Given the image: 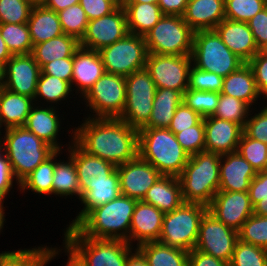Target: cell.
I'll use <instances>...</instances> for the list:
<instances>
[{
	"label": "cell",
	"mask_w": 267,
	"mask_h": 266,
	"mask_svg": "<svg viewBox=\"0 0 267 266\" xmlns=\"http://www.w3.org/2000/svg\"><path fill=\"white\" fill-rule=\"evenodd\" d=\"M72 137L88 154L116 167L138 156V129L119 118L86 117Z\"/></svg>",
	"instance_id": "cell-1"
},
{
	"label": "cell",
	"mask_w": 267,
	"mask_h": 266,
	"mask_svg": "<svg viewBox=\"0 0 267 266\" xmlns=\"http://www.w3.org/2000/svg\"><path fill=\"white\" fill-rule=\"evenodd\" d=\"M137 199L120 195L90 210L74 228L90 238L116 239L128 243L129 231Z\"/></svg>",
	"instance_id": "cell-2"
},
{
	"label": "cell",
	"mask_w": 267,
	"mask_h": 266,
	"mask_svg": "<svg viewBox=\"0 0 267 266\" xmlns=\"http://www.w3.org/2000/svg\"><path fill=\"white\" fill-rule=\"evenodd\" d=\"M4 130L0 143L20 187V183L56 150L24 126Z\"/></svg>",
	"instance_id": "cell-3"
},
{
	"label": "cell",
	"mask_w": 267,
	"mask_h": 266,
	"mask_svg": "<svg viewBox=\"0 0 267 266\" xmlns=\"http://www.w3.org/2000/svg\"><path fill=\"white\" fill-rule=\"evenodd\" d=\"M138 155L153 165L162 175L178 177L189 155L168 128H140Z\"/></svg>",
	"instance_id": "cell-4"
},
{
	"label": "cell",
	"mask_w": 267,
	"mask_h": 266,
	"mask_svg": "<svg viewBox=\"0 0 267 266\" xmlns=\"http://www.w3.org/2000/svg\"><path fill=\"white\" fill-rule=\"evenodd\" d=\"M221 155L199 152L189 156L183 172L178 176L185 203L209 206L219 191Z\"/></svg>",
	"instance_id": "cell-5"
},
{
	"label": "cell",
	"mask_w": 267,
	"mask_h": 266,
	"mask_svg": "<svg viewBox=\"0 0 267 266\" xmlns=\"http://www.w3.org/2000/svg\"><path fill=\"white\" fill-rule=\"evenodd\" d=\"M63 243L85 266H125L133 246L123 240L90 238L67 227Z\"/></svg>",
	"instance_id": "cell-6"
},
{
	"label": "cell",
	"mask_w": 267,
	"mask_h": 266,
	"mask_svg": "<svg viewBox=\"0 0 267 266\" xmlns=\"http://www.w3.org/2000/svg\"><path fill=\"white\" fill-rule=\"evenodd\" d=\"M208 207L198 203H183L165 213L158 242L187 252L196 246L199 225Z\"/></svg>",
	"instance_id": "cell-7"
},
{
	"label": "cell",
	"mask_w": 267,
	"mask_h": 266,
	"mask_svg": "<svg viewBox=\"0 0 267 266\" xmlns=\"http://www.w3.org/2000/svg\"><path fill=\"white\" fill-rule=\"evenodd\" d=\"M191 57L195 67L216 73L223 78L245 64L223 43L215 30H200L194 33Z\"/></svg>",
	"instance_id": "cell-8"
},
{
	"label": "cell",
	"mask_w": 267,
	"mask_h": 266,
	"mask_svg": "<svg viewBox=\"0 0 267 266\" xmlns=\"http://www.w3.org/2000/svg\"><path fill=\"white\" fill-rule=\"evenodd\" d=\"M194 33L183 16L163 15L144 38L148 53L191 55Z\"/></svg>",
	"instance_id": "cell-9"
},
{
	"label": "cell",
	"mask_w": 267,
	"mask_h": 266,
	"mask_svg": "<svg viewBox=\"0 0 267 266\" xmlns=\"http://www.w3.org/2000/svg\"><path fill=\"white\" fill-rule=\"evenodd\" d=\"M98 52L105 72L124 77L144 69L148 56L145 38L131 33Z\"/></svg>",
	"instance_id": "cell-10"
},
{
	"label": "cell",
	"mask_w": 267,
	"mask_h": 266,
	"mask_svg": "<svg viewBox=\"0 0 267 266\" xmlns=\"http://www.w3.org/2000/svg\"><path fill=\"white\" fill-rule=\"evenodd\" d=\"M125 79L126 103L119 119L139 130L150 119L157 87L145 68Z\"/></svg>",
	"instance_id": "cell-11"
},
{
	"label": "cell",
	"mask_w": 267,
	"mask_h": 266,
	"mask_svg": "<svg viewBox=\"0 0 267 266\" xmlns=\"http://www.w3.org/2000/svg\"><path fill=\"white\" fill-rule=\"evenodd\" d=\"M83 98L86 106L95 113L88 117L119 118L126 103V79L105 72Z\"/></svg>",
	"instance_id": "cell-12"
},
{
	"label": "cell",
	"mask_w": 267,
	"mask_h": 266,
	"mask_svg": "<svg viewBox=\"0 0 267 266\" xmlns=\"http://www.w3.org/2000/svg\"><path fill=\"white\" fill-rule=\"evenodd\" d=\"M191 55L148 53L145 69L157 88H169L182 94L188 89Z\"/></svg>",
	"instance_id": "cell-13"
},
{
	"label": "cell",
	"mask_w": 267,
	"mask_h": 266,
	"mask_svg": "<svg viewBox=\"0 0 267 266\" xmlns=\"http://www.w3.org/2000/svg\"><path fill=\"white\" fill-rule=\"evenodd\" d=\"M238 239L236 230L227 227L207 210L200 221L194 249L230 263Z\"/></svg>",
	"instance_id": "cell-14"
},
{
	"label": "cell",
	"mask_w": 267,
	"mask_h": 266,
	"mask_svg": "<svg viewBox=\"0 0 267 266\" xmlns=\"http://www.w3.org/2000/svg\"><path fill=\"white\" fill-rule=\"evenodd\" d=\"M128 33L126 12L120 5L109 15L88 21L85 34L79 44L80 47L99 51L124 38Z\"/></svg>",
	"instance_id": "cell-15"
},
{
	"label": "cell",
	"mask_w": 267,
	"mask_h": 266,
	"mask_svg": "<svg viewBox=\"0 0 267 266\" xmlns=\"http://www.w3.org/2000/svg\"><path fill=\"white\" fill-rule=\"evenodd\" d=\"M208 211L220 222L237 232L253 214L248 191H218L208 206Z\"/></svg>",
	"instance_id": "cell-16"
},
{
	"label": "cell",
	"mask_w": 267,
	"mask_h": 266,
	"mask_svg": "<svg viewBox=\"0 0 267 266\" xmlns=\"http://www.w3.org/2000/svg\"><path fill=\"white\" fill-rule=\"evenodd\" d=\"M121 195L141 201L146 192L162 176L149 162L139 155L117 166Z\"/></svg>",
	"instance_id": "cell-17"
},
{
	"label": "cell",
	"mask_w": 267,
	"mask_h": 266,
	"mask_svg": "<svg viewBox=\"0 0 267 266\" xmlns=\"http://www.w3.org/2000/svg\"><path fill=\"white\" fill-rule=\"evenodd\" d=\"M4 70V88L34 99L41 68L31 53L13 55L5 63Z\"/></svg>",
	"instance_id": "cell-18"
},
{
	"label": "cell",
	"mask_w": 267,
	"mask_h": 266,
	"mask_svg": "<svg viewBox=\"0 0 267 266\" xmlns=\"http://www.w3.org/2000/svg\"><path fill=\"white\" fill-rule=\"evenodd\" d=\"M205 151L224 155L237 151L243 127L214 116L204 118Z\"/></svg>",
	"instance_id": "cell-19"
},
{
	"label": "cell",
	"mask_w": 267,
	"mask_h": 266,
	"mask_svg": "<svg viewBox=\"0 0 267 266\" xmlns=\"http://www.w3.org/2000/svg\"><path fill=\"white\" fill-rule=\"evenodd\" d=\"M256 175L252 165L237 151L221 155L219 191H248Z\"/></svg>",
	"instance_id": "cell-20"
},
{
	"label": "cell",
	"mask_w": 267,
	"mask_h": 266,
	"mask_svg": "<svg viewBox=\"0 0 267 266\" xmlns=\"http://www.w3.org/2000/svg\"><path fill=\"white\" fill-rule=\"evenodd\" d=\"M164 213L155 206L137 201L129 231L128 243L137 240V245L159 240Z\"/></svg>",
	"instance_id": "cell-21"
},
{
	"label": "cell",
	"mask_w": 267,
	"mask_h": 266,
	"mask_svg": "<svg viewBox=\"0 0 267 266\" xmlns=\"http://www.w3.org/2000/svg\"><path fill=\"white\" fill-rule=\"evenodd\" d=\"M223 43L245 63L260 51L248 23L222 20L214 29Z\"/></svg>",
	"instance_id": "cell-22"
},
{
	"label": "cell",
	"mask_w": 267,
	"mask_h": 266,
	"mask_svg": "<svg viewBox=\"0 0 267 266\" xmlns=\"http://www.w3.org/2000/svg\"><path fill=\"white\" fill-rule=\"evenodd\" d=\"M104 73V65L98 51L83 47L75 51L71 85L73 88L76 86V93L81 94L79 96L83 98Z\"/></svg>",
	"instance_id": "cell-23"
},
{
	"label": "cell",
	"mask_w": 267,
	"mask_h": 266,
	"mask_svg": "<svg viewBox=\"0 0 267 266\" xmlns=\"http://www.w3.org/2000/svg\"><path fill=\"white\" fill-rule=\"evenodd\" d=\"M90 182L80 198L84 207L68 227H74L90 210L113 201L121 195L117 169L108 178L90 179Z\"/></svg>",
	"instance_id": "cell-24"
},
{
	"label": "cell",
	"mask_w": 267,
	"mask_h": 266,
	"mask_svg": "<svg viewBox=\"0 0 267 266\" xmlns=\"http://www.w3.org/2000/svg\"><path fill=\"white\" fill-rule=\"evenodd\" d=\"M67 149L77 169L81 194L89 187L90 179L108 178L117 169L112 163L88 154L74 140Z\"/></svg>",
	"instance_id": "cell-25"
},
{
	"label": "cell",
	"mask_w": 267,
	"mask_h": 266,
	"mask_svg": "<svg viewBox=\"0 0 267 266\" xmlns=\"http://www.w3.org/2000/svg\"><path fill=\"white\" fill-rule=\"evenodd\" d=\"M183 19L195 32L214 30L225 19V0H189Z\"/></svg>",
	"instance_id": "cell-26"
},
{
	"label": "cell",
	"mask_w": 267,
	"mask_h": 266,
	"mask_svg": "<svg viewBox=\"0 0 267 266\" xmlns=\"http://www.w3.org/2000/svg\"><path fill=\"white\" fill-rule=\"evenodd\" d=\"M35 105L32 106L24 127L56 151H61L62 145L60 146L57 141L61 126L58 111L55 110L54 105L46 106V108L40 107V105L36 107Z\"/></svg>",
	"instance_id": "cell-27"
},
{
	"label": "cell",
	"mask_w": 267,
	"mask_h": 266,
	"mask_svg": "<svg viewBox=\"0 0 267 266\" xmlns=\"http://www.w3.org/2000/svg\"><path fill=\"white\" fill-rule=\"evenodd\" d=\"M141 201L155 206L164 214L180 207L184 199L178 177L162 175Z\"/></svg>",
	"instance_id": "cell-28"
},
{
	"label": "cell",
	"mask_w": 267,
	"mask_h": 266,
	"mask_svg": "<svg viewBox=\"0 0 267 266\" xmlns=\"http://www.w3.org/2000/svg\"><path fill=\"white\" fill-rule=\"evenodd\" d=\"M33 102V98L10 92L4 87L0 88L1 126L4 125V129L24 126Z\"/></svg>",
	"instance_id": "cell-29"
},
{
	"label": "cell",
	"mask_w": 267,
	"mask_h": 266,
	"mask_svg": "<svg viewBox=\"0 0 267 266\" xmlns=\"http://www.w3.org/2000/svg\"><path fill=\"white\" fill-rule=\"evenodd\" d=\"M27 24L33 46L64 34L58 13L42 4L33 6Z\"/></svg>",
	"instance_id": "cell-30"
},
{
	"label": "cell",
	"mask_w": 267,
	"mask_h": 266,
	"mask_svg": "<svg viewBox=\"0 0 267 266\" xmlns=\"http://www.w3.org/2000/svg\"><path fill=\"white\" fill-rule=\"evenodd\" d=\"M221 93L238 98L246 102L250 107L261 96L257 90L253 70L247 63L223 79Z\"/></svg>",
	"instance_id": "cell-31"
},
{
	"label": "cell",
	"mask_w": 267,
	"mask_h": 266,
	"mask_svg": "<svg viewBox=\"0 0 267 266\" xmlns=\"http://www.w3.org/2000/svg\"><path fill=\"white\" fill-rule=\"evenodd\" d=\"M183 102L180 91L157 88L149 121L142 128H168L176 108Z\"/></svg>",
	"instance_id": "cell-32"
},
{
	"label": "cell",
	"mask_w": 267,
	"mask_h": 266,
	"mask_svg": "<svg viewBox=\"0 0 267 266\" xmlns=\"http://www.w3.org/2000/svg\"><path fill=\"white\" fill-rule=\"evenodd\" d=\"M126 12L127 27L131 34L145 36L163 17L158 4L121 3Z\"/></svg>",
	"instance_id": "cell-33"
},
{
	"label": "cell",
	"mask_w": 267,
	"mask_h": 266,
	"mask_svg": "<svg viewBox=\"0 0 267 266\" xmlns=\"http://www.w3.org/2000/svg\"><path fill=\"white\" fill-rule=\"evenodd\" d=\"M80 47L79 41L65 33L48 41L33 46L31 54L42 68L51 61L74 57L75 51Z\"/></svg>",
	"instance_id": "cell-34"
},
{
	"label": "cell",
	"mask_w": 267,
	"mask_h": 266,
	"mask_svg": "<svg viewBox=\"0 0 267 266\" xmlns=\"http://www.w3.org/2000/svg\"><path fill=\"white\" fill-rule=\"evenodd\" d=\"M149 266H188L189 252L164 245L158 241L146 242L136 247Z\"/></svg>",
	"instance_id": "cell-35"
},
{
	"label": "cell",
	"mask_w": 267,
	"mask_h": 266,
	"mask_svg": "<svg viewBox=\"0 0 267 266\" xmlns=\"http://www.w3.org/2000/svg\"><path fill=\"white\" fill-rule=\"evenodd\" d=\"M61 250V248L40 246L32 249L4 251L0 253V266H46L56 255L60 254Z\"/></svg>",
	"instance_id": "cell-36"
},
{
	"label": "cell",
	"mask_w": 267,
	"mask_h": 266,
	"mask_svg": "<svg viewBox=\"0 0 267 266\" xmlns=\"http://www.w3.org/2000/svg\"><path fill=\"white\" fill-rule=\"evenodd\" d=\"M60 151L55 152V170L52 182V194L60 197L71 195L81 198V191L79 186L78 174L73 159L68 156V160L64 161L56 158ZM59 161V162H58ZM65 162V163H64Z\"/></svg>",
	"instance_id": "cell-37"
},
{
	"label": "cell",
	"mask_w": 267,
	"mask_h": 266,
	"mask_svg": "<svg viewBox=\"0 0 267 266\" xmlns=\"http://www.w3.org/2000/svg\"><path fill=\"white\" fill-rule=\"evenodd\" d=\"M55 170V153L41 163L21 183L20 192L31 190L34 193L52 195V182Z\"/></svg>",
	"instance_id": "cell-38"
},
{
	"label": "cell",
	"mask_w": 267,
	"mask_h": 266,
	"mask_svg": "<svg viewBox=\"0 0 267 266\" xmlns=\"http://www.w3.org/2000/svg\"><path fill=\"white\" fill-rule=\"evenodd\" d=\"M0 34L12 55L32 52L33 43L27 23H0Z\"/></svg>",
	"instance_id": "cell-39"
},
{
	"label": "cell",
	"mask_w": 267,
	"mask_h": 266,
	"mask_svg": "<svg viewBox=\"0 0 267 266\" xmlns=\"http://www.w3.org/2000/svg\"><path fill=\"white\" fill-rule=\"evenodd\" d=\"M72 91V85L69 82L56 76L40 74L34 102L38 101L40 97L46 100L47 103H55L56 105L57 103L59 104V101L69 98Z\"/></svg>",
	"instance_id": "cell-40"
},
{
	"label": "cell",
	"mask_w": 267,
	"mask_h": 266,
	"mask_svg": "<svg viewBox=\"0 0 267 266\" xmlns=\"http://www.w3.org/2000/svg\"><path fill=\"white\" fill-rule=\"evenodd\" d=\"M250 106L235 97L220 93V99L214 117L221 120H228L241 125L243 128L249 117Z\"/></svg>",
	"instance_id": "cell-41"
},
{
	"label": "cell",
	"mask_w": 267,
	"mask_h": 266,
	"mask_svg": "<svg viewBox=\"0 0 267 266\" xmlns=\"http://www.w3.org/2000/svg\"><path fill=\"white\" fill-rule=\"evenodd\" d=\"M57 13L63 33L80 41L85 34L89 21L82 6L78 3Z\"/></svg>",
	"instance_id": "cell-42"
},
{
	"label": "cell",
	"mask_w": 267,
	"mask_h": 266,
	"mask_svg": "<svg viewBox=\"0 0 267 266\" xmlns=\"http://www.w3.org/2000/svg\"><path fill=\"white\" fill-rule=\"evenodd\" d=\"M219 99L218 92L187 89L183 93V102L203 118L214 115Z\"/></svg>",
	"instance_id": "cell-43"
},
{
	"label": "cell",
	"mask_w": 267,
	"mask_h": 266,
	"mask_svg": "<svg viewBox=\"0 0 267 266\" xmlns=\"http://www.w3.org/2000/svg\"><path fill=\"white\" fill-rule=\"evenodd\" d=\"M237 152L252 165L256 172L265 171L267 163V144L250 138L243 132Z\"/></svg>",
	"instance_id": "cell-44"
},
{
	"label": "cell",
	"mask_w": 267,
	"mask_h": 266,
	"mask_svg": "<svg viewBox=\"0 0 267 266\" xmlns=\"http://www.w3.org/2000/svg\"><path fill=\"white\" fill-rule=\"evenodd\" d=\"M229 266H267V250L238 239Z\"/></svg>",
	"instance_id": "cell-45"
},
{
	"label": "cell",
	"mask_w": 267,
	"mask_h": 266,
	"mask_svg": "<svg viewBox=\"0 0 267 266\" xmlns=\"http://www.w3.org/2000/svg\"><path fill=\"white\" fill-rule=\"evenodd\" d=\"M238 237L267 250V216L252 214L238 231Z\"/></svg>",
	"instance_id": "cell-46"
},
{
	"label": "cell",
	"mask_w": 267,
	"mask_h": 266,
	"mask_svg": "<svg viewBox=\"0 0 267 266\" xmlns=\"http://www.w3.org/2000/svg\"><path fill=\"white\" fill-rule=\"evenodd\" d=\"M267 7V0H225V18L247 23Z\"/></svg>",
	"instance_id": "cell-47"
},
{
	"label": "cell",
	"mask_w": 267,
	"mask_h": 266,
	"mask_svg": "<svg viewBox=\"0 0 267 266\" xmlns=\"http://www.w3.org/2000/svg\"><path fill=\"white\" fill-rule=\"evenodd\" d=\"M34 5L31 0H0V23H27Z\"/></svg>",
	"instance_id": "cell-48"
},
{
	"label": "cell",
	"mask_w": 267,
	"mask_h": 266,
	"mask_svg": "<svg viewBox=\"0 0 267 266\" xmlns=\"http://www.w3.org/2000/svg\"><path fill=\"white\" fill-rule=\"evenodd\" d=\"M175 136L189 156L205 151L204 118L197 125L175 133Z\"/></svg>",
	"instance_id": "cell-49"
},
{
	"label": "cell",
	"mask_w": 267,
	"mask_h": 266,
	"mask_svg": "<svg viewBox=\"0 0 267 266\" xmlns=\"http://www.w3.org/2000/svg\"><path fill=\"white\" fill-rule=\"evenodd\" d=\"M223 79V77L217 75L216 73L203 71L194 65H191L188 89L221 93L223 88Z\"/></svg>",
	"instance_id": "cell-50"
},
{
	"label": "cell",
	"mask_w": 267,
	"mask_h": 266,
	"mask_svg": "<svg viewBox=\"0 0 267 266\" xmlns=\"http://www.w3.org/2000/svg\"><path fill=\"white\" fill-rule=\"evenodd\" d=\"M248 193L253 205V214L267 216V171L257 172Z\"/></svg>",
	"instance_id": "cell-51"
},
{
	"label": "cell",
	"mask_w": 267,
	"mask_h": 266,
	"mask_svg": "<svg viewBox=\"0 0 267 266\" xmlns=\"http://www.w3.org/2000/svg\"><path fill=\"white\" fill-rule=\"evenodd\" d=\"M202 119L203 117L199 113L193 111L184 102H182L176 108L168 129L175 134L197 125Z\"/></svg>",
	"instance_id": "cell-52"
},
{
	"label": "cell",
	"mask_w": 267,
	"mask_h": 266,
	"mask_svg": "<svg viewBox=\"0 0 267 266\" xmlns=\"http://www.w3.org/2000/svg\"><path fill=\"white\" fill-rule=\"evenodd\" d=\"M249 113L243 132L250 138L267 144V106L253 116Z\"/></svg>",
	"instance_id": "cell-53"
},
{
	"label": "cell",
	"mask_w": 267,
	"mask_h": 266,
	"mask_svg": "<svg viewBox=\"0 0 267 266\" xmlns=\"http://www.w3.org/2000/svg\"><path fill=\"white\" fill-rule=\"evenodd\" d=\"M89 21L109 15L120 5L121 0H79Z\"/></svg>",
	"instance_id": "cell-54"
},
{
	"label": "cell",
	"mask_w": 267,
	"mask_h": 266,
	"mask_svg": "<svg viewBox=\"0 0 267 266\" xmlns=\"http://www.w3.org/2000/svg\"><path fill=\"white\" fill-rule=\"evenodd\" d=\"M247 64L253 70L258 92L267 99V52L260 50Z\"/></svg>",
	"instance_id": "cell-55"
},
{
	"label": "cell",
	"mask_w": 267,
	"mask_h": 266,
	"mask_svg": "<svg viewBox=\"0 0 267 266\" xmlns=\"http://www.w3.org/2000/svg\"><path fill=\"white\" fill-rule=\"evenodd\" d=\"M40 74L56 76L72 84L73 57L61 58L46 63Z\"/></svg>",
	"instance_id": "cell-56"
},
{
	"label": "cell",
	"mask_w": 267,
	"mask_h": 266,
	"mask_svg": "<svg viewBox=\"0 0 267 266\" xmlns=\"http://www.w3.org/2000/svg\"><path fill=\"white\" fill-rule=\"evenodd\" d=\"M247 23L258 48L265 50L267 47V7L258 12Z\"/></svg>",
	"instance_id": "cell-57"
},
{
	"label": "cell",
	"mask_w": 267,
	"mask_h": 266,
	"mask_svg": "<svg viewBox=\"0 0 267 266\" xmlns=\"http://www.w3.org/2000/svg\"><path fill=\"white\" fill-rule=\"evenodd\" d=\"M14 175L10 166L8 158L3 152L1 143H0V198L7 197L6 195L13 188Z\"/></svg>",
	"instance_id": "cell-58"
},
{
	"label": "cell",
	"mask_w": 267,
	"mask_h": 266,
	"mask_svg": "<svg viewBox=\"0 0 267 266\" xmlns=\"http://www.w3.org/2000/svg\"><path fill=\"white\" fill-rule=\"evenodd\" d=\"M188 266H229V263L193 249L189 252Z\"/></svg>",
	"instance_id": "cell-59"
},
{
	"label": "cell",
	"mask_w": 267,
	"mask_h": 266,
	"mask_svg": "<svg viewBox=\"0 0 267 266\" xmlns=\"http://www.w3.org/2000/svg\"><path fill=\"white\" fill-rule=\"evenodd\" d=\"M189 0H158V6L164 15L183 16Z\"/></svg>",
	"instance_id": "cell-60"
},
{
	"label": "cell",
	"mask_w": 267,
	"mask_h": 266,
	"mask_svg": "<svg viewBox=\"0 0 267 266\" xmlns=\"http://www.w3.org/2000/svg\"><path fill=\"white\" fill-rule=\"evenodd\" d=\"M78 3L79 0H45L42 5L50 10L59 12Z\"/></svg>",
	"instance_id": "cell-61"
},
{
	"label": "cell",
	"mask_w": 267,
	"mask_h": 266,
	"mask_svg": "<svg viewBox=\"0 0 267 266\" xmlns=\"http://www.w3.org/2000/svg\"><path fill=\"white\" fill-rule=\"evenodd\" d=\"M126 260L125 266H149L148 261L143 254L135 248Z\"/></svg>",
	"instance_id": "cell-62"
},
{
	"label": "cell",
	"mask_w": 267,
	"mask_h": 266,
	"mask_svg": "<svg viewBox=\"0 0 267 266\" xmlns=\"http://www.w3.org/2000/svg\"><path fill=\"white\" fill-rule=\"evenodd\" d=\"M12 56L13 55L7 48L6 42L3 40L0 34V61L5 64Z\"/></svg>",
	"instance_id": "cell-63"
},
{
	"label": "cell",
	"mask_w": 267,
	"mask_h": 266,
	"mask_svg": "<svg viewBox=\"0 0 267 266\" xmlns=\"http://www.w3.org/2000/svg\"><path fill=\"white\" fill-rule=\"evenodd\" d=\"M63 247L65 249L64 252L68 256V262L66 266H85L69 248H67L65 245Z\"/></svg>",
	"instance_id": "cell-64"
},
{
	"label": "cell",
	"mask_w": 267,
	"mask_h": 266,
	"mask_svg": "<svg viewBox=\"0 0 267 266\" xmlns=\"http://www.w3.org/2000/svg\"><path fill=\"white\" fill-rule=\"evenodd\" d=\"M4 198H0V232L3 229L5 221V207L3 206Z\"/></svg>",
	"instance_id": "cell-65"
},
{
	"label": "cell",
	"mask_w": 267,
	"mask_h": 266,
	"mask_svg": "<svg viewBox=\"0 0 267 266\" xmlns=\"http://www.w3.org/2000/svg\"><path fill=\"white\" fill-rule=\"evenodd\" d=\"M5 64L0 61V88L4 87L5 83Z\"/></svg>",
	"instance_id": "cell-66"
},
{
	"label": "cell",
	"mask_w": 267,
	"mask_h": 266,
	"mask_svg": "<svg viewBox=\"0 0 267 266\" xmlns=\"http://www.w3.org/2000/svg\"><path fill=\"white\" fill-rule=\"evenodd\" d=\"M121 3H153V4H157L158 0H121Z\"/></svg>",
	"instance_id": "cell-67"
},
{
	"label": "cell",
	"mask_w": 267,
	"mask_h": 266,
	"mask_svg": "<svg viewBox=\"0 0 267 266\" xmlns=\"http://www.w3.org/2000/svg\"><path fill=\"white\" fill-rule=\"evenodd\" d=\"M34 4H42L45 0H31Z\"/></svg>",
	"instance_id": "cell-68"
},
{
	"label": "cell",
	"mask_w": 267,
	"mask_h": 266,
	"mask_svg": "<svg viewBox=\"0 0 267 266\" xmlns=\"http://www.w3.org/2000/svg\"><path fill=\"white\" fill-rule=\"evenodd\" d=\"M1 128H2V126H1V123H0V141H1V138H2V137H1V135H2V134H1V133H2V132H1Z\"/></svg>",
	"instance_id": "cell-69"
}]
</instances>
